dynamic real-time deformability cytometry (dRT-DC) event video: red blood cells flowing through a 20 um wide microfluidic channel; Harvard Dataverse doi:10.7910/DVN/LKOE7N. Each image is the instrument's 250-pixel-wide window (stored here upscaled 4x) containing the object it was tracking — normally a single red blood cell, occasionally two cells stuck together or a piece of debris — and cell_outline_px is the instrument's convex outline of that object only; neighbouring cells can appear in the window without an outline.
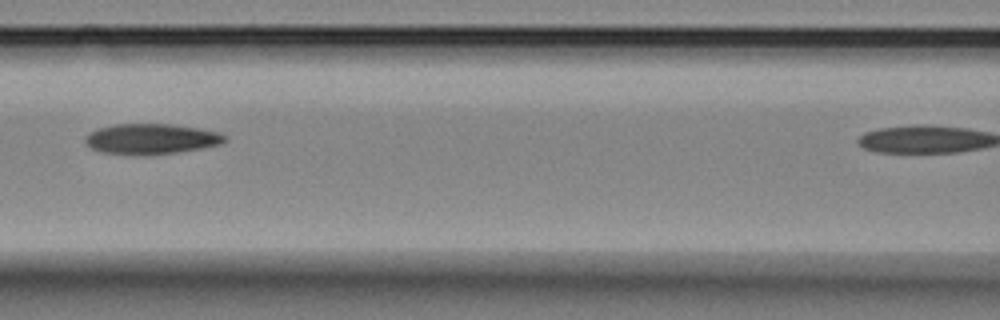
{"species": "Egyptian fruit bat (a non-hibernating species)", "species_latin": "Rousettus aegyptiacus", "temperature_condition": "room temperature", "stored_images_in_passage": 4, "camera_frame_rate_fps": 3000, "um_per_image_px": 0.085, "animal": {"sex": "female"}, "frame": {"image": 1, "passage_image": 3, "time_ms": 2.333, "image_size_px": [1000, 320], "cell_outline_px": [[224, 140], [220, 144], [204, 148], [176, 152], [104, 152], [92, 148], [84, 140], [88, 132], [96, 128], [116, 124], [172, 124], [200, 128], [220, 132], [224, 136]], "centroid_in_image_um": [12.88, 11.75], "position_along_channel_um": 153.7, "area_um2": 23.76}}